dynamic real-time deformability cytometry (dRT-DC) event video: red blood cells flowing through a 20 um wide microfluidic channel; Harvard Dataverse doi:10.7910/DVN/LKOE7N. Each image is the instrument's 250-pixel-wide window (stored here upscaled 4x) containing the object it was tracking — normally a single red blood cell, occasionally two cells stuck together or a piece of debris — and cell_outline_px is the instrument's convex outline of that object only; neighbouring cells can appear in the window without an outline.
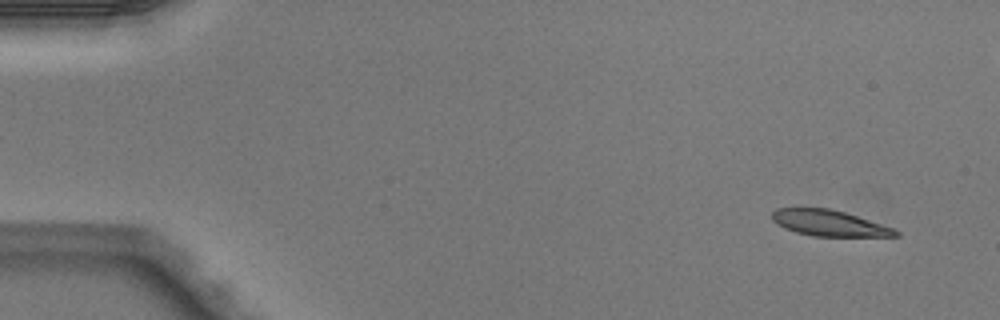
{"species": "Egyptian fruit bat (a non-hibernating species)", "species_latin": "Rousettus aegyptiacus", "temperature_condition": "warm", "stored_images_in_passage": 12, "camera_frame_rate_fps": 3000, "um_per_image_px": 0.085, "animal": {"sex": "male"}, "frame": {"image": 1, "passage_image": 3, "time_ms": 0.667, "image_size_px": [1000, 320], "cell_outline_px": [[900, 236], [812, 236], [796, 232], [784, 228], [772, 220], [772, 212], [776, 208], [828, 208], [844, 212], [892, 228], [900, 232]], "centroid_in_image_um": [70.43, 18.96], "position_along_channel_um": 14.6, "area_um2": 18.38}}